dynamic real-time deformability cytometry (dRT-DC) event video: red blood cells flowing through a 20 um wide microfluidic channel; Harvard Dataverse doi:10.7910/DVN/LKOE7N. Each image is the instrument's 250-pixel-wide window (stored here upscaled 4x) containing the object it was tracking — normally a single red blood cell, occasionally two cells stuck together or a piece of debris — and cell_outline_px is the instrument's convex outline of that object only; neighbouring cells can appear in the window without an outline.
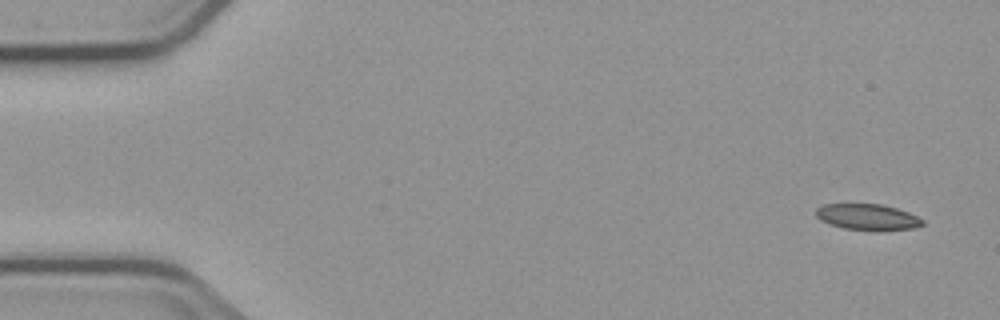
{"species": "common noctule bat (a hibernating species)", "species_latin": "Nyctalus noctula", "temperature_condition": "cold", "stored_images_in_passage": 4, "camera_frame_rate_fps": 3000, "um_per_image_px": 0.085, "animal": {"sex": "male", "body_mass_g": 23.1, "forearm_length_mm": 52.7}, "frame": {"image": 1, "passage_image": 1, "time_ms": 0.0, "image_size_px": [1000, 320], "cell_outline_px": [[924, 224], [916, 228], [880, 232], [876, 232], [844, 228], [828, 224], [820, 220], [816, 216], [816, 208], [824, 204], [880, 204], [896, 208], [908, 212], [924, 220]], "centroid_in_image_um": [73.76, 18.47], "position_along_channel_um": 11.2, "area_um2": 16.59}}
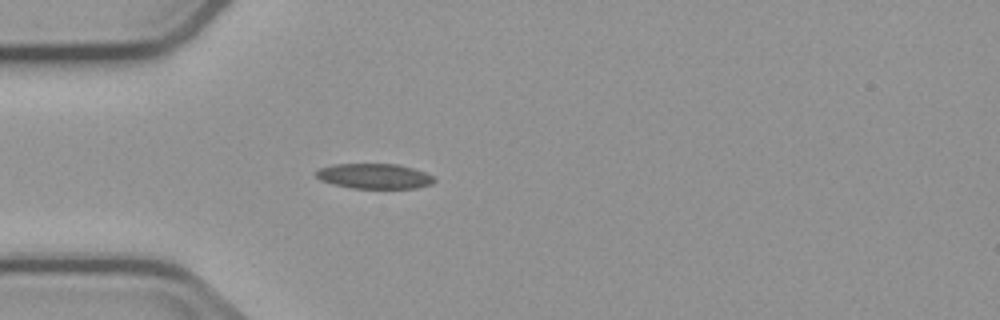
{"frame": {"image": 2, "passage_image": 4, "time_ms": 4.333, "image_size_px": [1000, 320], "cell_outline_px": [[436, 180], [432, 184], [416, 188], [352, 188], [320, 180], [316, 176], [316, 172], [320, 168], [332, 164], [400, 164], [424, 172], [432, 176]], "centroid_in_image_um": [31.83, 14.97], "position_along_channel_um": 53.2, "area_um2": 17.17}}